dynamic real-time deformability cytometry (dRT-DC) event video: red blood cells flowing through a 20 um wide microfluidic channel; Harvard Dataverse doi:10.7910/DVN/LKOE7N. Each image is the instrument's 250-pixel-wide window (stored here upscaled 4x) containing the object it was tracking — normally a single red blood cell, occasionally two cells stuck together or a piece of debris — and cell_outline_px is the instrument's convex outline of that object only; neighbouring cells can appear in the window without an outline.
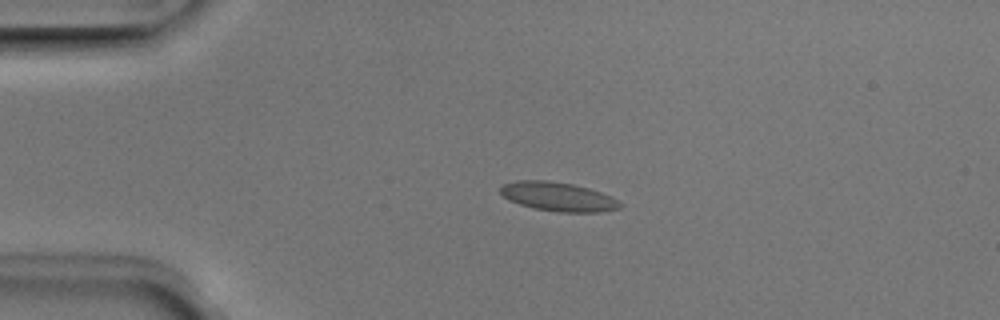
{"species": "Egyptian fruit bat (a non-hibernating species)", "species_latin": "Rousettus aegyptiacus", "temperature_condition": "room temperature", "stored_images_in_passage": 51, "camera_frame_rate_fps": 3000, "um_per_image_px": 0.085, "animal": {"sex": "male"}, "frame": {"image": 1, "passage_image": 11, "time_ms": 3.333, "image_size_px": [1000, 320], "cell_outline_px": [[624, 204], [620, 208], [600, 212], [560, 212], [532, 208], [508, 200], [500, 192], [500, 188], [504, 184], [516, 180], [548, 180], [572, 184], [588, 188], [600, 192]], "centroid_in_image_um": [47.41, 16.72], "position_along_channel_um": 37.6, "area_um2": 20.11}}
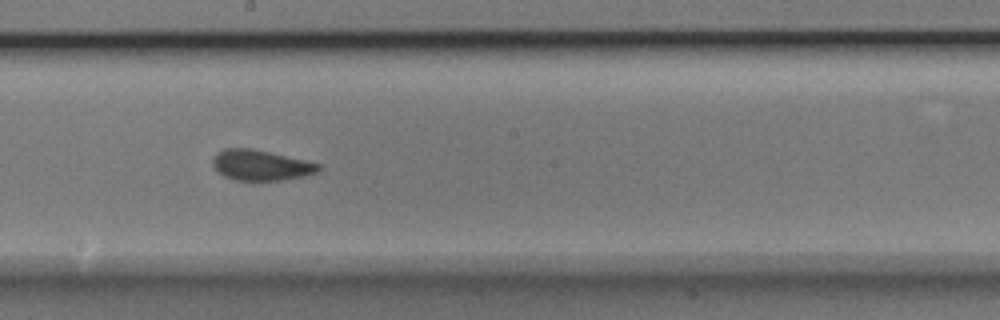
{"frame": {"image": 2, "passage_image": 28, "time_ms": 9.0, "image_size_px": [1000, 320], "cell_outline_px": [[320, 168], [316, 172], [304, 176], [280, 180], [232, 180], [224, 176], [212, 164], [212, 160], [216, 152], [224, 148], [252, 148], [304, 160], [320, 164]], "centroid_in_image_um": [22.13, 14.03], "position_along_channel_um": 226.1, "area_um2": 18.61}}
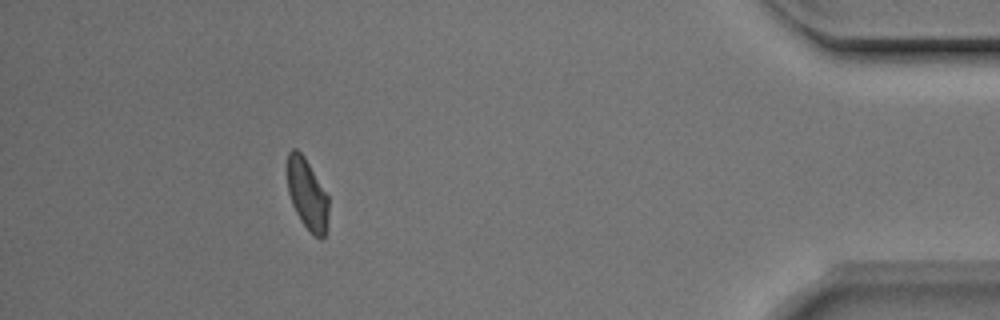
{"frame": {"image": 3, "passage_image": 46, "time_ms": 15.0, "image_size_px": [1000, 320], "cell_outline_px": [[328, 228], [324, 236], [320, 240], [300, 220], [292, 204], [288, 192], [288, 152], [292, 148], [296, 148], [304, 156], [328, 196]], "centroid_in_image_um": [26.12, 16.52], "position_along_channel_um": 409.1, "area_um2": 16.88}, "authors_computed_cell_mechanics": {"area_um2": 18.8428, "velocity_mm_per_s": 3.936, "shape_relaxation_time_tau1_ms": 3.0631, "shape_relaxation_time_tau2_ms": 0.8085, "deformation_change_tau1": 0.1217, "deformation_change_tau2": 0.0767}}